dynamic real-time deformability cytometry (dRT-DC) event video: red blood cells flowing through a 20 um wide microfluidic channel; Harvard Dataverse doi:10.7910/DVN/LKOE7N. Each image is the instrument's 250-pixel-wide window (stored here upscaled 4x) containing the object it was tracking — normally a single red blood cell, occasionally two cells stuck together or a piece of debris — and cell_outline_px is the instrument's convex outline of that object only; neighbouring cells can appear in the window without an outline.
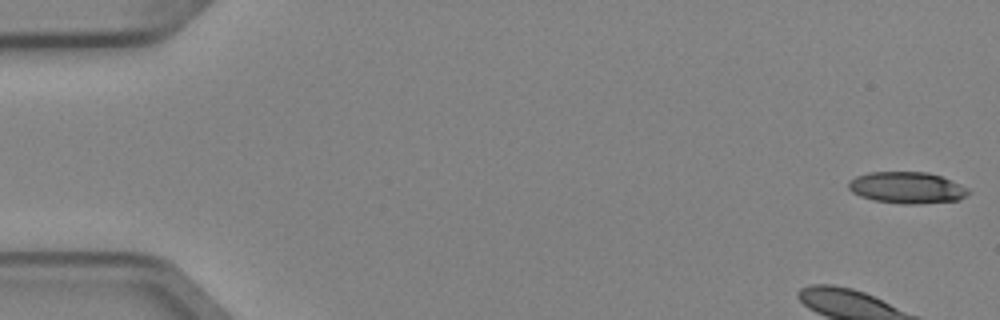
{"species": "Egyptian fruit bat (a non-hibernating species)", "species_latin": "Rousettus aegyptiacus", "temperature_condition": "cold", "stored_images_in_passage": 4, "camera_frame_rate_fps": 3000, "um_per_image_px": 0.085, "animal": {"sex": "female"}, "frame": {"image": 1, "passage_image": 1, "time_ms": 0.0, "image_size_px": [1000, 320], "cell_outline_px": [[968, 192], [960, 200], [916, 204], [900, 204], [872, 200], [860, 196], [852, 192], [848, 188], [848, 184], [856, 176], [868, 172], [928, 172], [952, 180], [968, 188]], "centroid_in_image_um": [77.08, 15.95], "position_along_channel_um": 7.9, "area_um2": 22.02}}